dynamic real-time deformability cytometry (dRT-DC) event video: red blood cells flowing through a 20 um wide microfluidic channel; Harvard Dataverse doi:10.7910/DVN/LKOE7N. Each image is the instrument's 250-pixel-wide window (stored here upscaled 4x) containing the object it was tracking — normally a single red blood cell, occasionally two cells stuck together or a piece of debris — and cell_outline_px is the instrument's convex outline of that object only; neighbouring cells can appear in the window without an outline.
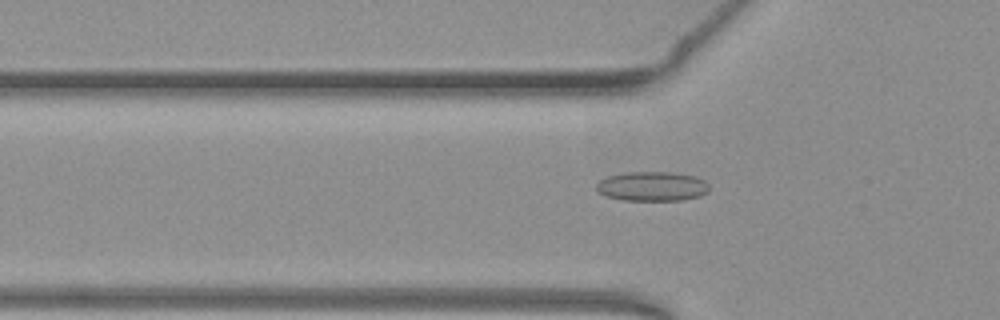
{"species": "common noctule bat (a hibernating species)", "species_latin": "Nyctalus noctula", "temperature_condition": "warm", "stored_images_in_passage": 35, "camera_frame_rate_fps": 3000, "um_per_image_px": 0.085, "animal": {"sex": "female", "body_mass_g": 19.3, "forearm_length_mm": 54.1}, "frame": {"image": 1, "passage_image": 10, "time_ms": 3.0, "image_size_px": [1000, 320], "cell_outline_px": [[708, 192], [700, 196], [680, 200], [624, 200], [604, 196], [596, 188], [596, 184], [604, 176], [624, 172], [672, 172], [696, 176], [704, 180], [708, 184]], "centroid_in_image_um": [55.41, 15.82], "position_along_channel_um": 70.4, "area_um2": 19.54}}
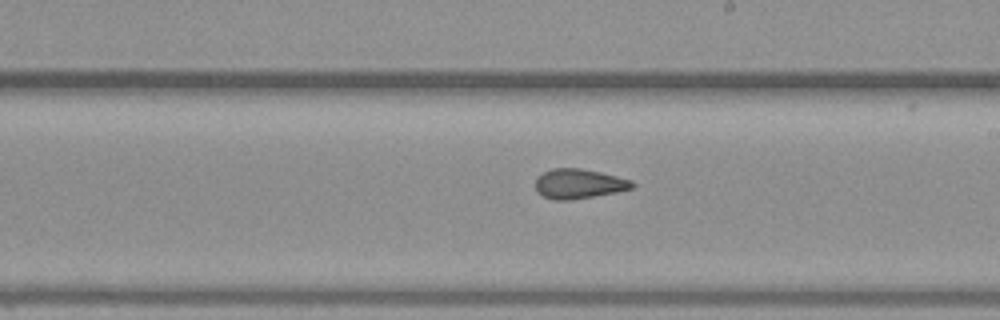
{"frame": {"image": 2, "passage_image": 23, "time_ms": 7.333, "image_size_px": [1000, 320], "cell_outline_px": [[636, 184], [632, 188], [616, 192], [568, 200], [552, 200], [536, 192], [536, 176], [552, 168], [580, 168], [600, 172], [632, 180]], "centroid_in_image_um": [49.18, 15.61], "position_along_channel_um": 239.8, "area_um2": 16.7}}
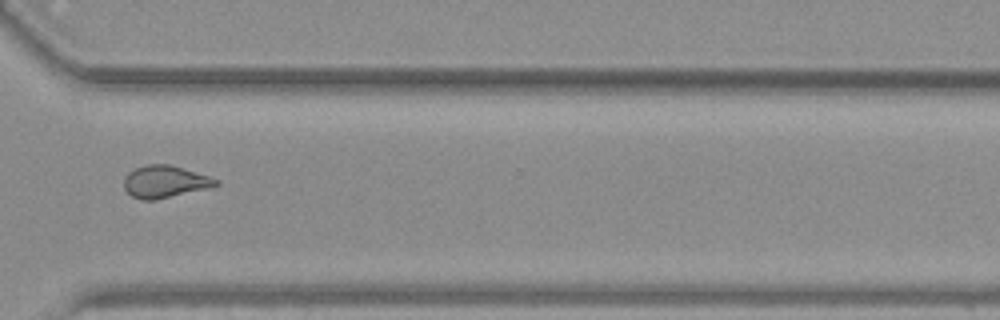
{"frame": {"image": 3, "passage_image": 32, "time_ms": 10.333, "image_size_px": [1000, 320], "cell_outline_px": [[220, 184], [212, 188], [152, 200], [140, 200], [132, 196], [124, 188], [124, 176], [128, 172], [136, 168], [148, 164], [168, 164], [208, 176], [220, 180]], "centroid_in_image_um": [14.03, 15.45], "position_along_channel_um": 356.6, "area_um2": 17.22}, "authors_computed_cell_mechanics": {"area_um2": 17.2244, "velocity_mm_per_s": 3.89, "shape_relaxation_time_tau1_ms": null, "shape_relaxation_time_tau2_ms": 1.6162, "deformation_change_tau1": null, "deformation_change_tau2": 0.076}}